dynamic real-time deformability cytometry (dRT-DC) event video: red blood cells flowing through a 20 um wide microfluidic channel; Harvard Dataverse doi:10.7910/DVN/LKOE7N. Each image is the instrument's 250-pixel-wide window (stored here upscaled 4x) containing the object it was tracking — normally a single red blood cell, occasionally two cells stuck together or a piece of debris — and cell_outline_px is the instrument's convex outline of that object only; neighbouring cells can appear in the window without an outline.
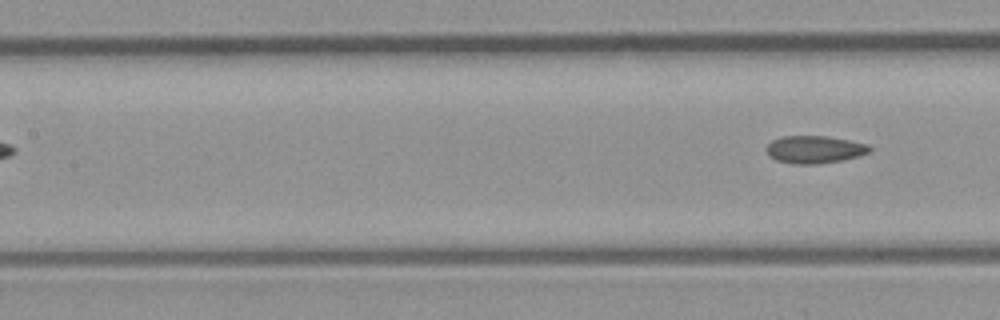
{"species": "common noctule bat (a hibernating species)", "species_latin": "Nyctalus noctula", "temperature_condition": "room temperature", "stored_images_in_passage": 8, "segment_of_instrument_passage": [2, 2], "camera_frame_rate_fps": 3000, "um_per_image_px": 0.085, "animal": {"sex": "male", "body_mass_g": 23.1, "forearm_length_mm": 52.7}, "frame": {"image": 1, "passage_image": 8, "time_ms": 9.0, "image_size_px": [1000, 320], "cell_outline_px": [[872, 152], [860, 156], [844, 160], [816, 164], [792, 164], [776, 160], [768, 156], [764, 148], [772, 140], [784, 136], [828, 136], [868, 144], [872, 148]], "centroid_in_image_um": [69.24, 12.71], "position_along_channel_um": 138.2, "area_um2": 16.88}}